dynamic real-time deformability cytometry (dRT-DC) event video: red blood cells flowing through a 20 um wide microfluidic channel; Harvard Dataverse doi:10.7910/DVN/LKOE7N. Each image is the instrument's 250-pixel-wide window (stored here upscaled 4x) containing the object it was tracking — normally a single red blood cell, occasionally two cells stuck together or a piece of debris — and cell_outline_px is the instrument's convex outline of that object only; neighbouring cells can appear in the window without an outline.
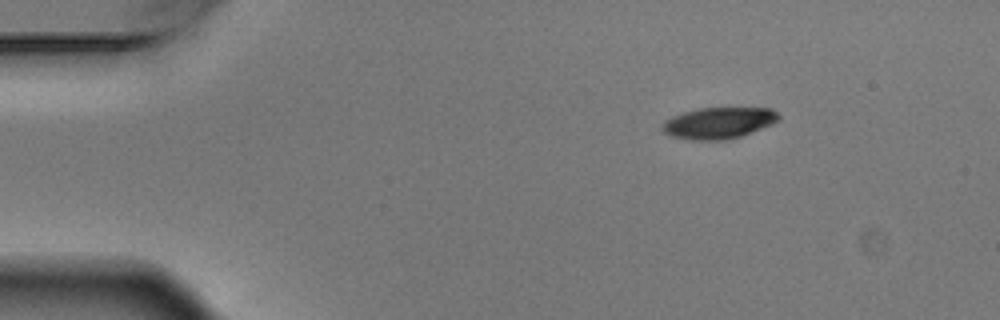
{"species": "Egyptian fruit bat (a non-hibernating species)", "species_latin": "Rousettus aegyptiacus", "temperature_condition": "warm", "stored_images_in_passage": 4, "camera_frame_rate_fps": 3000, "um_per_image_px": 0.085, "animal": {"sex": "male"}, "frame": {"image": 1, "passage_image": 1, "time_ms": 0.0, "image_size_px": [1000, 320], "cell_outline_px": [[780, 120], [772, 124], [740, 136], [728, 140], [688, 140], [672, 136], [664, 132], [664, 120], [672, 116], [696, 108], [772, 108], [780, 116]], "centroid_in_image_um": [61.1, 10.45], "position_along_channel_um": 23.9, "area_um2": 21.21}}